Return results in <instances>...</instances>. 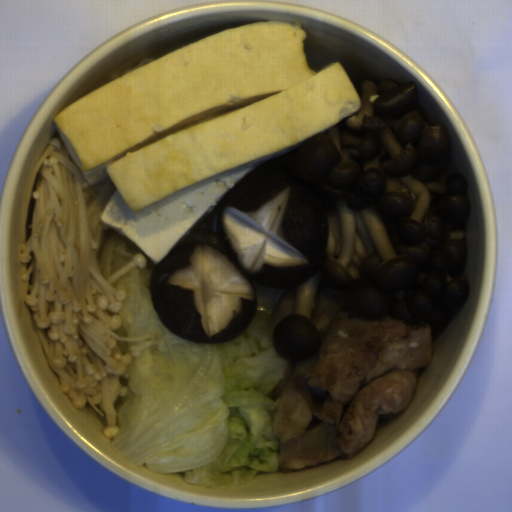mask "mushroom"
<instances>
[{"label": "mushroom", "instance_id": "mushroom-1", "mask_svg": "<svg viewBox=\"0 0 512 512\" xmlns=\"http://www.w3.org/2000/svg\"><path fill=\"white\" fill-rule=\"evenodd\" d=\"M328 241L329 202L322 185L265 161L154 262V309L170 332L226 343L255 317L257 285L299 288L318 271Z\"/></svg>", "mask_w": 512, "mask_h": 512}]
</instances>
